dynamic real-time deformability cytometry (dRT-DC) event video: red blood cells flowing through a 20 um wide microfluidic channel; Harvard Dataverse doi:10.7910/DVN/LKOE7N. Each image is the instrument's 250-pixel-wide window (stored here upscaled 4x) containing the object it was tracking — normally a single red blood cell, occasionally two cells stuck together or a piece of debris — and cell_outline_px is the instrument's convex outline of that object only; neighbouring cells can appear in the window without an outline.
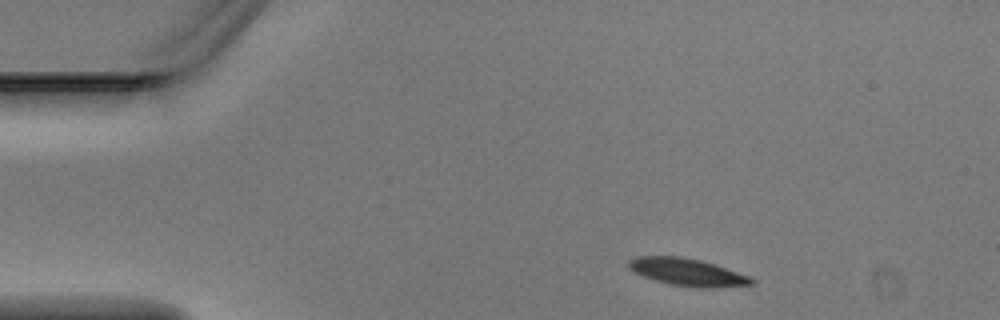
{"species": "Egyptian fruit bat (a non-hibernating species)", "species_latin": "Rousettus aegyptiacus", "temperature_condition": "warm", "stored_images_in_passage": 4, "camera_frame_rate_fps": 3000, "um_per_image_px": 0.085, "animal": {"sex": "male"}, "frame": {"image": 1, "passage_image": 1, "time_ms": 0.0, "image_size_px": [1000, 320], "cell_outline_px": [[756, 284], [716, 288], [696, 288], [668, 284], [644, 276], [628, 268], [628, 260], [636, 256], [680, 256], [700, 260], [752, 276], [756, 280]], "centroid_in_image_um": [58.49, 23.14], "position_along_channel_um": 26.5, "area_um2": 19.83}}
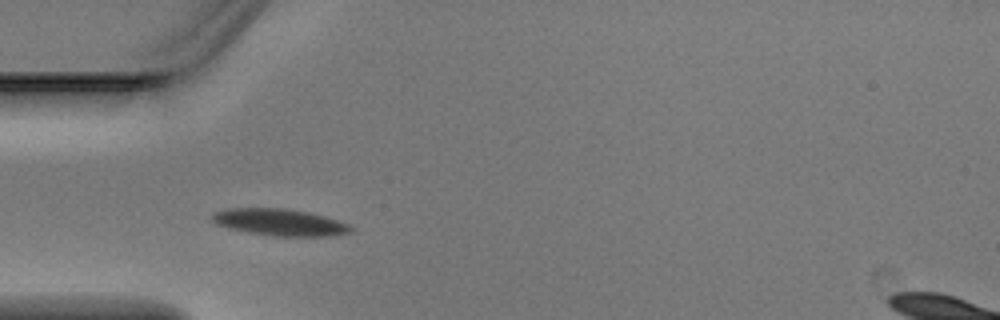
{"frame": {"image": 2, "passage_image": 3, "time_ms": 0.667, "image_size_px": [1000, 320], "cell_outline_px": [[352, 232], [332, 236], [276, 236], [248, 232], [228, 228], [216, 224], [208, 220], [208, 216], [212, 212], [224, 208], [284, 208], [308, 212], [324, 216], [348, 224], [352, 228]], "centroid_in_image_um": [23.68, 18.88], "position_along_channel_um": 61.3, "area_um2": 21.91}}
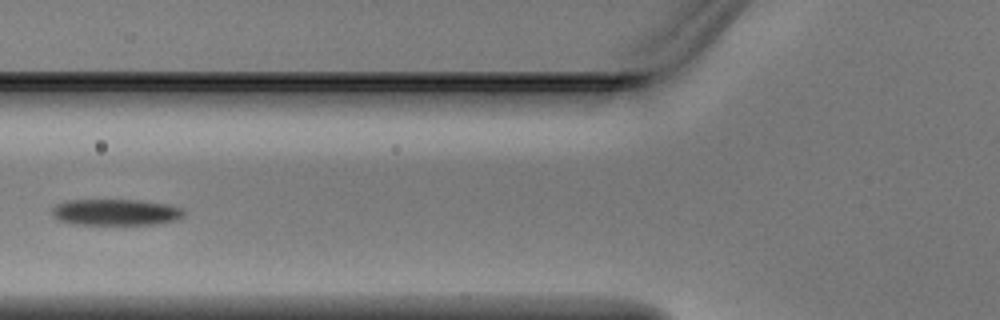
{"frame": {"image": 3, "passage_image": 4, "time_ms": 1.0, "image_size_px": [1000, 320], "cell_outline_px": [[184, 216], [176, 220], [156, 224], [76, 224], [60, 220], [52, 216], [52, 208], [56, 204], [68, 200], [140, 200], [168, 204], [184, 208]], "centroid_in_image_um": [9.87, 18.03], "position_along_channel_um": 115.9, "area_um2": 20.23}}